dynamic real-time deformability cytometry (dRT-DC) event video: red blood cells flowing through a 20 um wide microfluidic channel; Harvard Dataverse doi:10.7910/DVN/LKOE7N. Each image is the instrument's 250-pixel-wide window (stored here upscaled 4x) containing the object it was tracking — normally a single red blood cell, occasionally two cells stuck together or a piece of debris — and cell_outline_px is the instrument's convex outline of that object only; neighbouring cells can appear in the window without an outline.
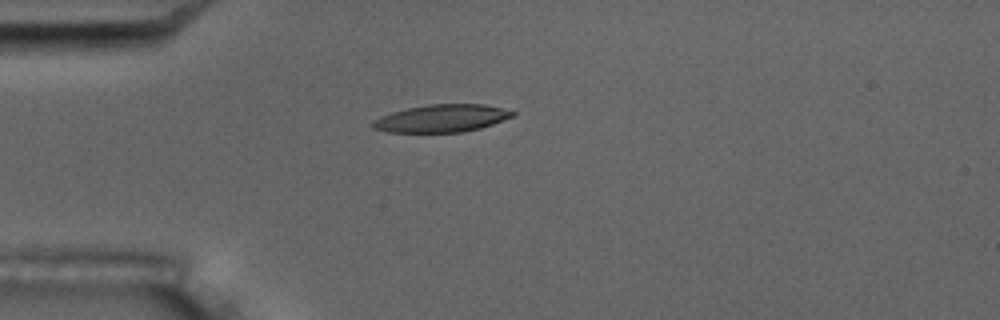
{"species": "common noctule bat (a hibernating species)", "species_latin": "Nyctalus noctula", "temperature_condition": "room temperature", "stored_images_in_passage": 6, "camera_frame_rate_fps": 3000, "um_per_image_px": 0.085, "animal": {"sex": "male", "body_mass_g": 17.5, "forearm_length_mm": 52.3}, "frame": {"image": 1, "passage_image": 4, "time_ms": 4.333, "image_size_px": [1000, 320], "cell_outline_px": [[516, 112], [512, 116], [492, 124], [480, 128], [460, 132], [388, 132], [372, 128], [372, 120], [380, 116], [392, 112], [408, 108], [428, 104], [484, 104]], "centroid_in_image_um": [37.49, 10.06], "position_along_channel_um": 47.5, "area_um2": 22.25}}